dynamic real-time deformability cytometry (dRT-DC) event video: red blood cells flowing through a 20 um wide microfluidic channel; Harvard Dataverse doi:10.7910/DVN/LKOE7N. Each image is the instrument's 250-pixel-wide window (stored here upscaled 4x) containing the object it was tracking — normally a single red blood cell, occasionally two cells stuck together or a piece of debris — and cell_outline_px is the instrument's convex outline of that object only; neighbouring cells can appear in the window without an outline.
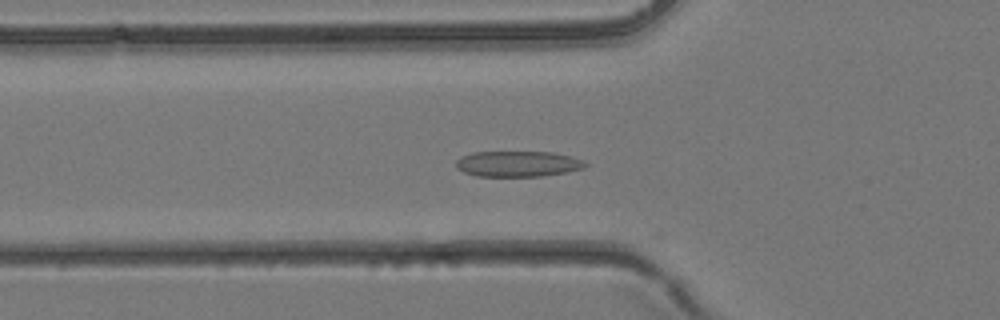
{"species": "common noctule bat (a hibernating species)", "species_latin": "Nyctalus noctula", "temperature_condition": "room temperature", "stored_images_in_passage": 29, "camera_frame_rate_fps": 3000, "um_per_image_px": 0.085, "animal": {"sex": "female", "body_mass_g": 24.6, "forearm_length_mm": 56.2}, "frame": {"image": 1, "passage_image": 3, "time_ms": 0.667, "image_size_px": [1000, 320], "cell_outline_px": [[588, 164], [584, 168], [568, 172], [540, 176], [476, 176], [464, 172], [456, 168], [456, 160], [460, 156], [472, 152], [552, 152], [584, 160]], "centroid_in_image_um": [44.0, 13.93], "position_along_channel_um": 81.8, "area_um2": 19.42}}
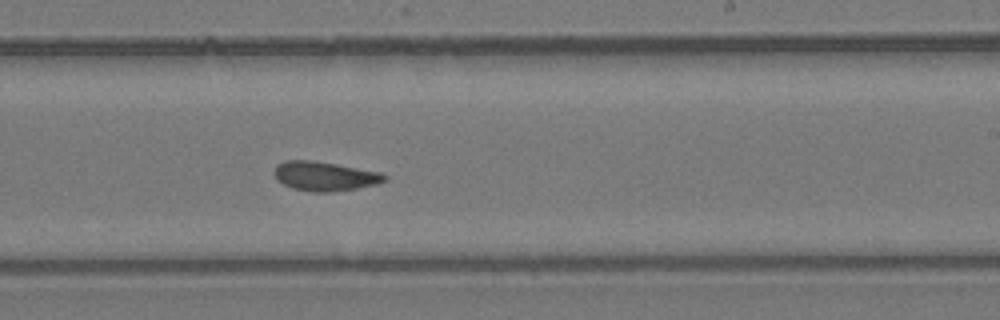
{"frame": {"image": 2, "passage_image": 13, "time_ms": 4.0, "image_size_px": [1000, 320], "cell_outline_px": [[388, 180], [376, 184], [356, 188], [332, 192], [312, 192], [292, 188], [284, 184], [272, 172], [276, 164], [284, 160], [312, 160], [336, 164], [380, 172], [388, 176]], "centroid_in_image_um": [27.6, 14.97], "position_along_channel_um": 261.4, "area_um2": 18.84}}
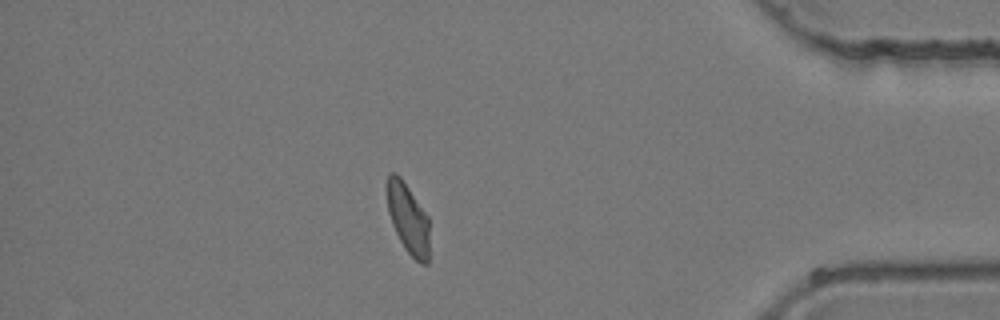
{"frame": {"image": 3, "passage_image": 23, "time_ms": 7.333, "image_size_px": [1000, 320], "cell_outline_px": [[428, 264], [424, 264], [416, 260], [404, 248], [392, 224], [388, 212], [384, 188], [388, 172], [396, 172], [400, 176], [428, 216]], "centroid_in_image_um": [34.63, 18.49], "position_along_channel_um": 400.6, "area_um2": 17.51}}